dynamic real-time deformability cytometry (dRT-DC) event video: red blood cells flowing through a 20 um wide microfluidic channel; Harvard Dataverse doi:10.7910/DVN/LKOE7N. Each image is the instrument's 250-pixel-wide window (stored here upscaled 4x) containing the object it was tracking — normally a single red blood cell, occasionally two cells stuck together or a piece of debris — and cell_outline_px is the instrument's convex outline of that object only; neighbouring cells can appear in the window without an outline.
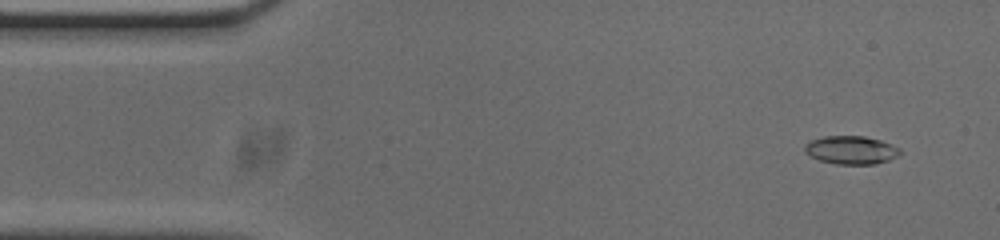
{"species": "common noctule bat (a hibernating species)", "species_latin": "Nyctalus noctula", "temperature_condition": "cold", "stored_images_in_passage": 54, "camera_frame_rate_fps": 3000, "um_per_image_px": 0.085, "animal": {"sex": "male", "body_mass_g": 20.0, "forearm_length_mm": 53.3}, "frame": {"image": 1, "passage_image": 4, "time_ms": 1.0, "image_size_px": [1000, 240], "cell_outline_px": [[900, 152], [896, 156], [888, 160], [876, 164], [836, 164], [820, 160], [804, 152], [804, 144], [812, 140], [824, 136], [864, 136], [880, 140], [900, 148]], "centroid_in_image_um": [72.32, 12.75], "position_along_channel_um": 12.7, "area_um2": 15.55}}
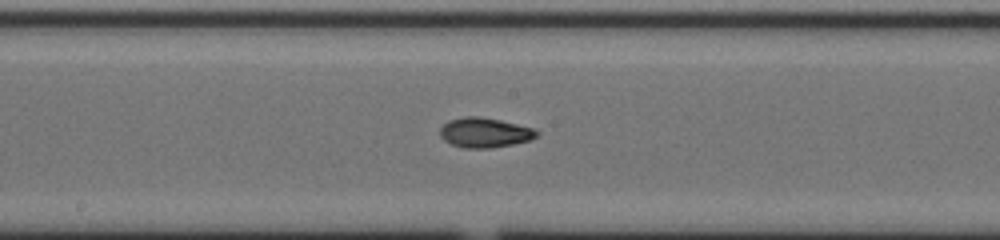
{"frame": {"image": 2, "passage_image": 27, "time_ms": 8.667, "image_size_px": [1000, 240], "cell_outline_px": [[540, 132], [532, 140], [492, 148], [464, 148], [452, 144], [444, 140], [440, 136], [440, 128], [448, 120], [464, 116], [480, 116], [500, 120], [536, 128]], "centroid_in_image_um": [41.22, 11.26], "position_along_channel_um": 207.0, "area_um2": 16.99}}
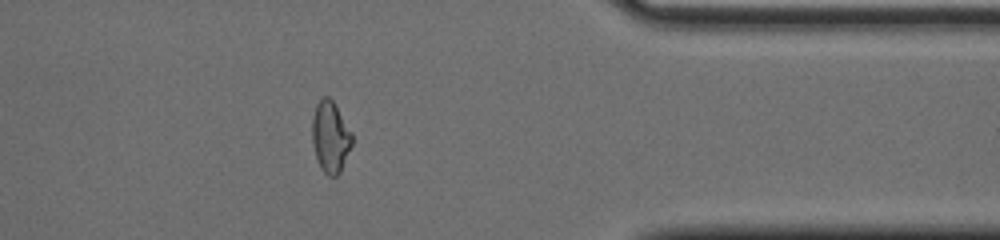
{"frame": {"image": 3, "passage_image": 43, "time_ms": 14.0, "image_size_px": [1000, 240], "cell_outline_px": [[352, 144], [340, 172], [336, 176], [328, 176], [320, 168], [316, 156], [312, 140], [312, 116], [316, 104], [324, 96], [328, 96], [332, 100], [352, 132]], "centroid_in_image_um": [28.08, 11.63], "position_along_channel_um": 383.3, "area_um2": 16.47}, "authors_computed_cell_mechanics": {"area_um2": 16.2996, "velocity_mm_per_s": 3.7225, "shape_relaxation_time_tau1_ms": 5.2112, "shape_relaxation_time_tau2_ms": 2.2992, "deformation_change_tau1": 0.1654, "deformation_change_tau2": 0.0721}}